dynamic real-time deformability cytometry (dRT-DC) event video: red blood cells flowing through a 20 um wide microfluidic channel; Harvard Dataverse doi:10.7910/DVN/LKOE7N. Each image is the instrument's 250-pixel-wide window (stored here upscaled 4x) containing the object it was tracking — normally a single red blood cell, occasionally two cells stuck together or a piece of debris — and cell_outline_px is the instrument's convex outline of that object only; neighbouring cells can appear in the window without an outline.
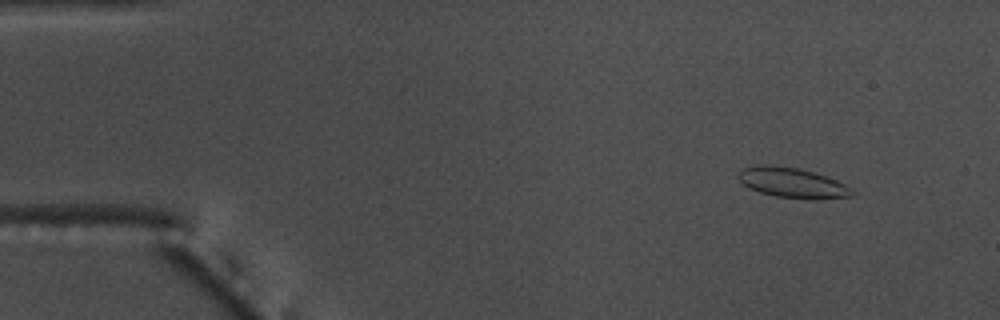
{"species": "common noctule bat (a hibernating species)", "species_latin": "Nyctalus noctula", "temperature_condition": "warm", "stored_images_in_passage": 54, "camera_frame_rate_fps": 3000, "um_per_image_px": 0.085, "animal": {"sex": "male", "body_mass_g": 17.5, "forearm_length_mm": 52.3}, "frame": {"image": 1, "passage_image": 5, "time_ms": 1.333, "image_size_px": [1000, 320], "cell_outline_px": [[852, 196], [776, 196], [760, 192], [744, 184], [736, 176], [744, 168], [768, 164], [800, 168], [836, 180], [844, 184], [852, 192]], "centroid_in_image_um": [67.23, 15.46], "position_along_channel_um": 17.8, "area_um2": 18.44}}
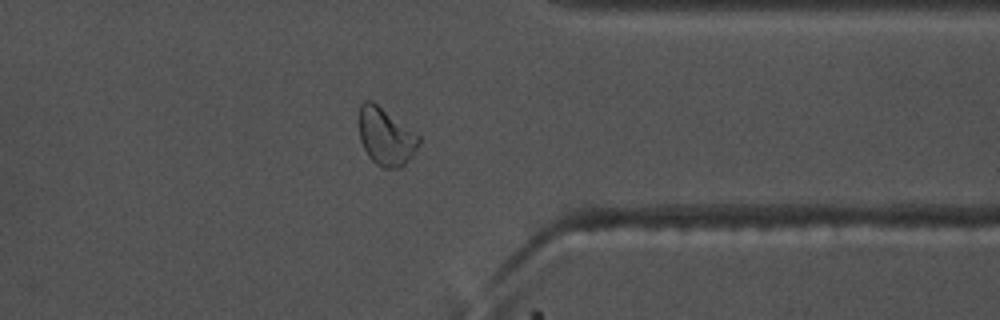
{"frame": {"image": 2, "passage_image": 43, "time_ms": 14.0, "image_size_px": [1000, 320], "cell_outline_px": [[420, 144], [412, 156], [400, 168], [384, 168], [376, 164], [368, 156], [360, 140], [356, 120], [360, 104], [364, 100], [372, 100], [420, 136]], "centroid_in_image_um": [32.74, 11.58], "position_along_channel_um": 378.7, "area_um2": 20.4}}
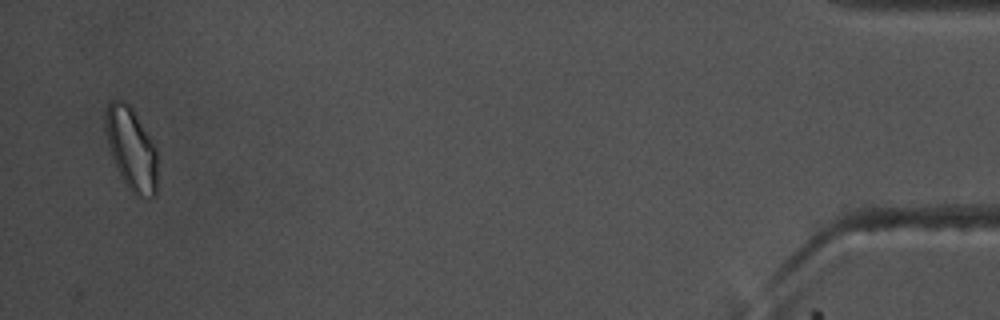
{"frame": {"image": 3, "passage_image": 53, "time_ms": 17.333, "image_size_px": [1000, 320], "cell_outline_px": [[156, 196], [136, 196], [124, 184], [120, 176], [112, 156], [104, 132], [104, 108], [108, 100], [124, 100], [132, 108], [156, 148]], "centroid_in_image_um": [11.11, 12.6], "position_along_channel_um": 424.1, "area_um2": 25.14}, "authors_computed_cell_mechanics": {"area_um2": 18.8428, "velocity_mm_per_s": 3.7106, "shape_relaxation_time_tau1_ms": 4.7308, "shape_relaxation_time_tau2_ms": 0.9991, "deformation_change_tau1": 0.0846, "deformation_change_tau2": 0.0615}}